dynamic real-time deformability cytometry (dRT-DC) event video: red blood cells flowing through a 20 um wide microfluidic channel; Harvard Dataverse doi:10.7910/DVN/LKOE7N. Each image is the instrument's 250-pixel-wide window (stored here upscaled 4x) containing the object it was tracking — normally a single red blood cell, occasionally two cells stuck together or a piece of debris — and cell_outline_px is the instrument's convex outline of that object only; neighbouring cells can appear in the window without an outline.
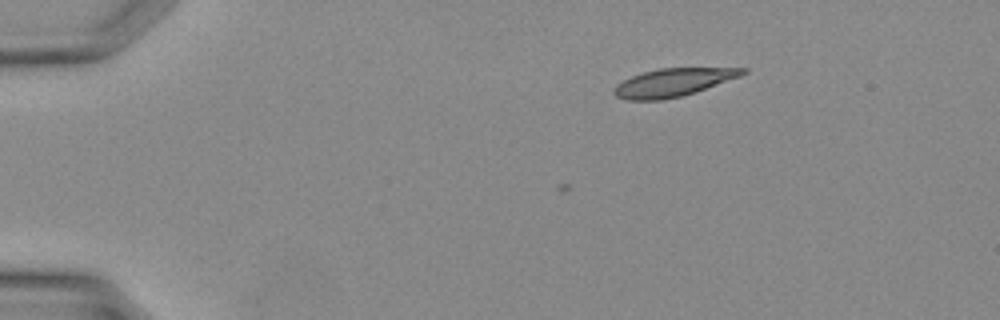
{"species": "Egyptian fruit bat (a non-hibernating species)", "species_latin": "Rousettus aegyptiacus", "temperature_condition": "warm", "stored_images_in_passage": 2, "camera_frame_rate_fps": 3000, "um_per_image_px": 0.085, "animal": {"sex": "female"}, "frame": {"image": 1, "passage_image": 2, "time_ms": 0.333, "image_size_px": [1000, 320], "cell_outline_px": [[748, 72], [740, 76], [696, 92], [680, 96], [660, 100], [624, 100], [616, 96], [612, 92], [612, 88], [616, 84], [632, 76], [644, 72], [660, 68], [748, 68]], "centroid_in_image_um": [57.19, 7.01], "position_along_channel_um": 27.8, "area_um2": 20.92}}